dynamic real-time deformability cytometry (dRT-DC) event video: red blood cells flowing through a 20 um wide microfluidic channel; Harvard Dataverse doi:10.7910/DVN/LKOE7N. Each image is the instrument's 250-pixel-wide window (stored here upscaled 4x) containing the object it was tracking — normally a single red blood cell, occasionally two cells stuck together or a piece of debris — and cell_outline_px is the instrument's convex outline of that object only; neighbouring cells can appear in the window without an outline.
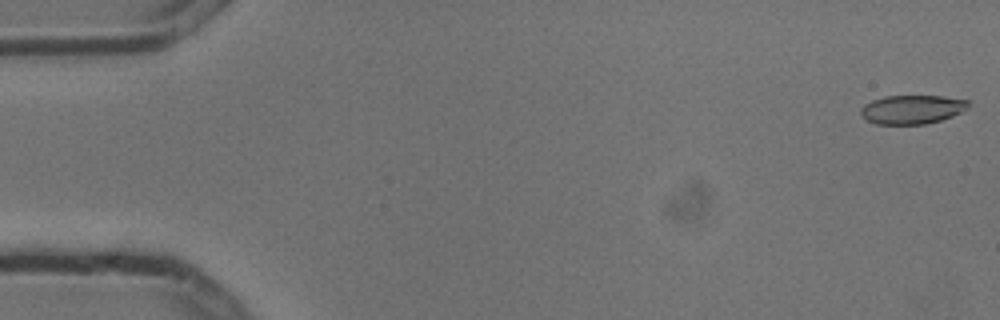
{"species": "common noctule bat (a hibernating species)", "species_latin": "Nyctalus noctula", "temperature_condition": "cold", "stored_images_in_passage": 5, "camera_frame_rate_fps": 3000, "um_per_image_px": 0.085, "animal": {"sex": "male", "body_mass_g": 13.3}, "frame": {"image": 1, "passage_image": 1, "time_ms": 0.0, "image_size_px": [1000, 320], "cell_outline_px": [[968, 108], [952, 116], [940, 120], [924, 124], [876, 124], [868, 120], [860, 112], [860, 108], [864, 104], [872, 100], [884, 96], [940, 96], [968, 100]], "centroid_in_image_um": [77.51, 9.29], "position_along_channel_um": 7.5, "area_um2": 17.92}}
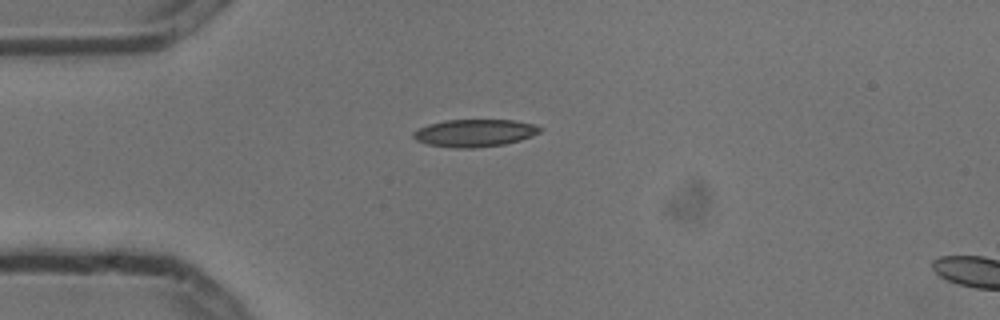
{"frame": {"image": 2, "passage_image": 4, "time_ms": 1.0, "image_size_px": [1000, 320], "cell_outline_px": [[544, 128], [540, 132], [532, 136], [520, 140], [504, 144], [476, 148], [456, 148], [428, 144], [416, 140], [412, 136], [412, 132], [428, 124], [444, 120], [516, 120], [536, 124]], "centroid_in_image_um": [40.38, 11.3], "position_along_channel_um": 44.6, "area_um2": 20.4}}